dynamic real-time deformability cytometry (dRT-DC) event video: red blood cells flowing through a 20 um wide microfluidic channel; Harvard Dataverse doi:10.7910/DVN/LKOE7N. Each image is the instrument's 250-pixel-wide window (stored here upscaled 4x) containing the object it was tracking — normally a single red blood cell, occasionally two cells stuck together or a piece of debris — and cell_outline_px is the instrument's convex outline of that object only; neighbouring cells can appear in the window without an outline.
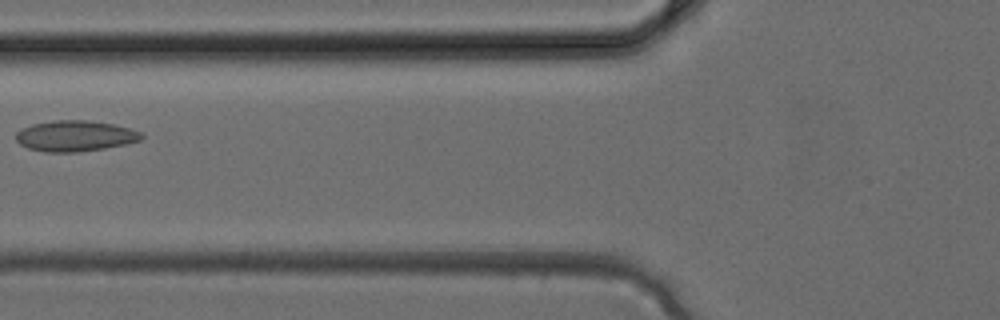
{"species": "common noctule bat (a hibernating species)", "species_latin": "Nyctalus noctula", "temperature_condition": "cold", "stored_images_in_passage": 5, "camera_frame_rate_fps": 3000, "um_per_image_px": 0.085, "animal": {"sex": "female", "body_mass_g": 24.6, "forearm_length_mm": 56.2}, "frame": {"image": 1, "passage_image": 5, "time_ms": 1.333, "image_size_px": [1000, 320], "cell_outline_px": [[144, 136], [140, 140], [124, 144], [104, 148], [76, 152], [44, 152], [28, 148], [20, 144], [16, 140], [16, 132], [32, 124], [56, 120], [88, 120], [112, 124], [128, 128], [140, 132]], "centroid_in_image_um": [6.36, 11.55], "position_along_channel_um": 119.4, "area_um2": 22.31}}